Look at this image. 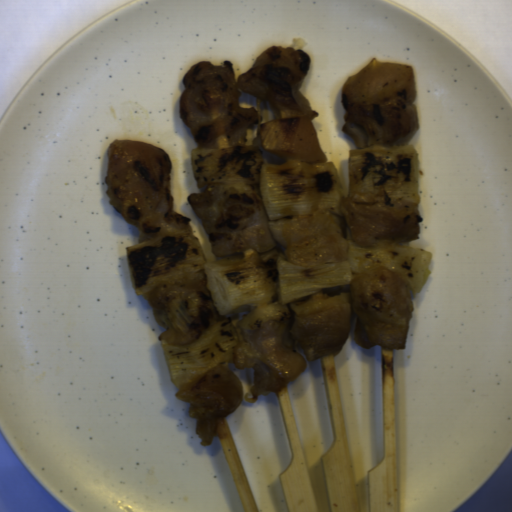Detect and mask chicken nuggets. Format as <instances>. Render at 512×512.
I'll return each instance as SVG.
<instances>
[{
    "label": "chicken nuggets",
    "mask_w": 512,
    "mask_h": 512,
    "mask_svg": "<svg viewBox=\"0 0 512 512\" xmlns=\"http://www.w3.org/2000/svg\"><path fill=\"white\" fill-rule=\"evenodd\" d=\"M413 311L406 280L381 265L348 285L292 303L248 308L235 329L239 341L231 355L238 370H254L246 401L255 403L260 395L283 388L305 372L308 362L340 354L353 314L356 345L406 349Z\"/></svg>",
    "instance_id": "chicken-nuggets-1"
},
{
    "label": "chicken nuggets",
    "mask_w": 512,
    "mask_h": 512,
    "mask_svg": "<svg viewBox=\"0 0 512 512\" xmlns=\"http://www.w3.org/2000/svg\"><path fill=\"white\" fill-rule=\"evenodd\" d=\"M188 204L208 235L211 252L226 257L248 249L265 253L281 246L287 262L315 267L348 259L350 230L356 244L420 239L419 202L380 203L372 194L342 196V216L326 209L269 220L257 185L217 183L191 193Z\"/></svg>",
    "instance_id": "chicken-nuggets-2"
},
{
    "label": "chicken nuggets",
    "mask_w": 512,
    "mask_h": 512,
    "mask_svg": "<svg viewBox=\"0 0 512 512\" xmlns=\"http://www.w3.org/2000/svg\"><path fill=\"white\" fill-rule=\"evenodd\" d=\"M311 56L293 47L271 45L253 66L235 80L230 60L213 64L202 60L187 71L178 103L179 116L196 146H206L221 136L256 127L262 120L256 108H244L242 94L259 98L274 118L259 124L265 151L303 163L326 162L313 120L318 113L300 93Z\"/></svg>",
    "instance_id": "chicken-nuggets-3"
},
{
    "label": "chicken nuggets",
    "mask_w": 512,
    "mask_h": 512,
    "mask_svg": "<svg viewBox=\"0 0 512 512\" xmlns=\"http://www.w3.org/2000/svg\"><path fill=\"white\" fill-rule=\"evenodd\" d=\"M103 178L109 204L136 228L138 243L173 233H189L191 218L174 212L170 156L146 142L116 139L106 151Z\"/></svg>",
    "instance_id": "chicken-nuggets-4"
},
{
    "label": "chicken nuggets",
    "mask_w": 512,
    "mask_h": 512,
    "mask_svg": "<svg viewBox=\"0 0 512 512\" xmlns=\"http://www.w3.org/2000/svg\"><path fill=\"white\" fill-rule=\"evenodd\" d=\"M417 96L411 65L373 58L341 86V131L357 148L409 144L419 127Z\"/></svg>",
    "instance_id": "chicken-nuggets-5"
},
{
    "label": "chicken nuggets",
    "mask_w": 512,
    "mask_h": 512,
    "mask_svg": "<svg viewBox=\"0 0 512 512\" xmlns=\"http://www.w3.org/2000/svg\"><path fill=\"white\" fill-rule=\"evenodd\" d=\"M142 295L156 323L164 328L158 340L167 345L193 344L224 316L213 303L205 271L162 280Z\"/></svg>",
    "instance_id": "chicken-nuggets-6"
},
{
    "label": "chicken nuggets",
    "mask_w": 512,
    "mask_h": 512,
    "mask_svg": "<svg viewBox=\"0 0 512 512\" xmlns=\"http://www.w3.org/2000/svg\"><path fill=\"white\" fill-rule=\"evenodd\" d=\"M175 396L189 405V417L196 421L195 434L205 447L211 445L221 421L241 406L243 388L225 361L192 382H185Z\"/></svg>",
    "instance_id": "chicken-nuggets-7"
}]
</instances>
